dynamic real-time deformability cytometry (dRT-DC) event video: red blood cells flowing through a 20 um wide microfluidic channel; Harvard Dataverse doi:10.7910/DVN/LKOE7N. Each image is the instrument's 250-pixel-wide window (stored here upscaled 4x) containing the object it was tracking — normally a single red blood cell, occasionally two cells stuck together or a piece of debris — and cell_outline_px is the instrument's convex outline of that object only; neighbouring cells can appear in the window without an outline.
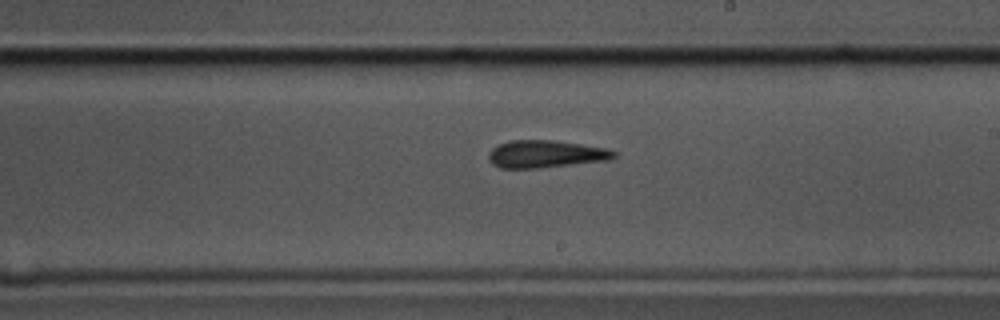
{"species": "common noctule bat (a hibernating species)", "species_latin": "Nyctalus noctula", "temperature_condition": "cold", "stored_images_in_passage": 53, "camera_frame_rate_fps": 3000, "um_per_image_px": 0.085, "animal": {"sex": "male", "body_mass_g": 17.5, "forearm_length_mm": 52.3}, "frame": {"image": 1, "passage_image": 33, "time_ms": 10.667, "image_size_px": [1000, 320], "cell_outline_px": [[616, 156], [612, 160], [540, 168], [500, 168], [492, 164], [488, 160], [488, 152], [492, 148], [508, 140], [552, 140], [608, 148], [616, 152]], "centroid_in_image_um": [46.39, 13.1], "position_along_channel_um": 242.6, "area_um2": 20.29}}
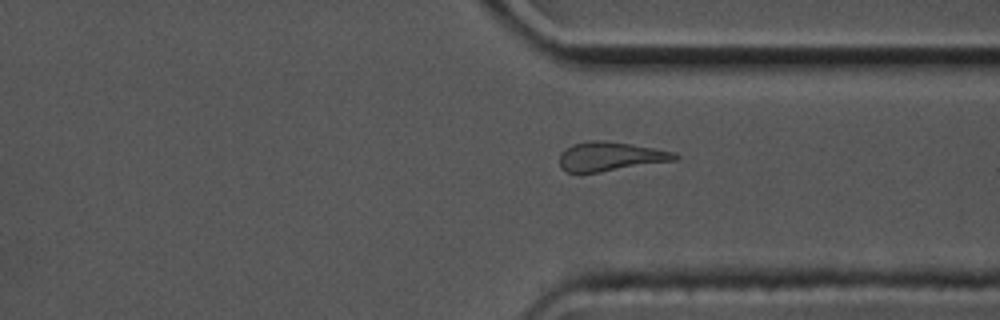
{"frame": {"image": 2, "passage_image": 43, "time_ms": 14.0, "image_size_px": [1000, 320], "cell_outline_px": [[680, 156], [676, 160], [580, 176], [564, 172], [560, 168], [560, 152], [564, 148], [572, 144], [592, 140], [604, 140], [632, 144], [656, 148], [676, 152]], "centroid_in_image_um": [51.82, 13.34], "position_along_channel_um": 359.6, "area_um2": 20.52}}
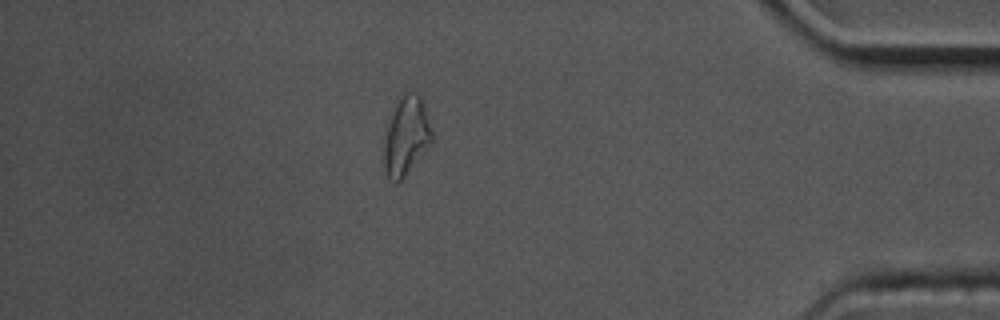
{"frame": {"image": 3, "passage_image": 50, "time_ms": 16.333, "image_size_px": [1000, 320], "cell_outline_px": [[432, 144], [404, 176], [396, 184], [388, 180], [384, 172], [384, 136], [396, 100], [400, 92], [416, 92], [420, 96], [432, 128]], "centroid_in_image_um": [34.51, 11.56], "position_along_channel_um": 400.7, "area_um2": 22.31}, "authors_computed_cell_mechanics": {"area_um2": 20.1722, "velocity_mm_per_s": 3.4983, "shape_relaxation_time_tau1_ms": 4.6279, "shape_relaxation_time_tau2_ms": 4.478, "deformation_change_tau1": 0.1815, "deformation_change_tau2": 0.1757}}